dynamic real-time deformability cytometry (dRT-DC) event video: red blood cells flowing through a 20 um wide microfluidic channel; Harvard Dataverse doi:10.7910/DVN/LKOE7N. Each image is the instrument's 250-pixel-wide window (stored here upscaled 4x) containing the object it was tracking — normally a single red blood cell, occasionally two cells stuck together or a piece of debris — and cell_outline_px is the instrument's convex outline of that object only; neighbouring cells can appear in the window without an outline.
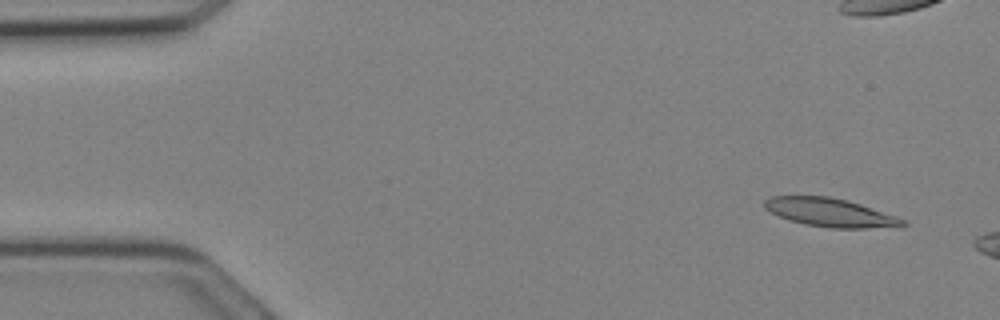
{"species": "Egyptian fruit bat (a non-hibernating species)", "species_latin": "Rousettus aegyptiacus", "temperature_condition": "cold", "stored_images_in_passage": 6, "camera_frame_rate_fps": 3000, "um_per_image_px": 0.085, "animal": {"sex": "female"}, "frame": {"image": 1, "passage_image": 2, "time_ms": 0.333, "image_size_px": [1000, 320], "cell_outline_px": [[908, 224], [864, 228], [832, 228], [804, 224], [788, 220], [764, 208], [764, 200], [768, 196], [828, 196], [848, 200], [896, 216], [904, 220]], "centroid_in_image_um": [70.49, 18.04], "position_along_channel_um": 14.5, "area_um2": 22.6}}